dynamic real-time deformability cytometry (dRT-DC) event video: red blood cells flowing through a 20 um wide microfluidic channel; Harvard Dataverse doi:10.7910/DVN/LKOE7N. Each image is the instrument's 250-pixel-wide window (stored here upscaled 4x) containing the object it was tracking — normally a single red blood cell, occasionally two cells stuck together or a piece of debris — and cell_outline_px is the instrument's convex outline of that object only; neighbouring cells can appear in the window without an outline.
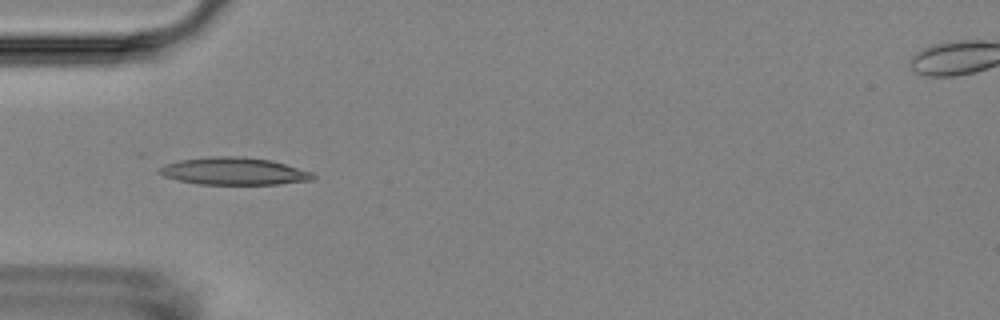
{"species": "Egyptian fruit bat (a non-hibernating species)", "species_latin": "Rousettus aegyptiacus", "temperature_condition": "room temperature", "stored_images_in_passage": 11, "camera_frame_rate_fps": 3000, "um_per_image_px": 0.085, "animal": {"sex": "female"}, "frame": {"image": 1, "passage_image": 5, "time_ms": 5.333, "image_size_px": [1000, 320], "cell_outline_px": [[316, 180], [280, 184], [196, 184], [176, 180], [164, 176], [156, 172], [164, 164], [180, 160], [216, 156], [240, 156], [272, 160], [312, 172], [316, 176]], "centroid_in_image_um": [19.9, 14.56], "position_along_channel_um": 65.1, "area_um2": 24.68}}
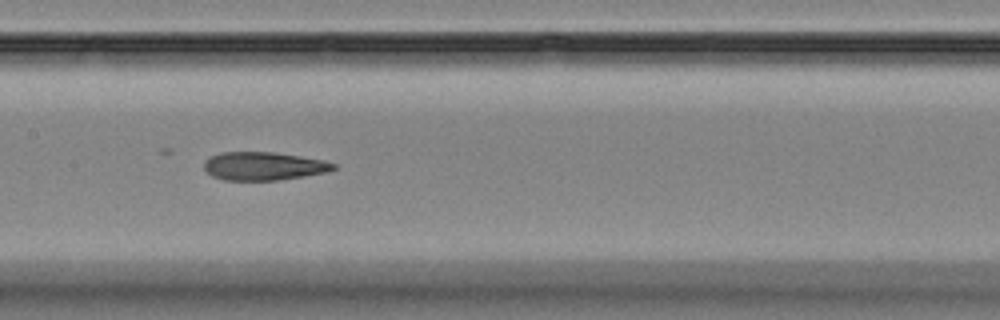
{"frame": {"image": 2, "passage_image": 8, "time_ms": 8.667, "image_size_px": [1000, 320], "cell_outline_px": [[336, 168], [328, 172], [280, 180], [224, 180], [212, 176], [204, 168], [204, 160], [220, 152], [272, 152], [300, 156], [324, 160], [336, 164]], "centroid_in_image_um": [22.42, 14.12], "position_along_channel_um": 185.0, "area_um2": 21.33}}
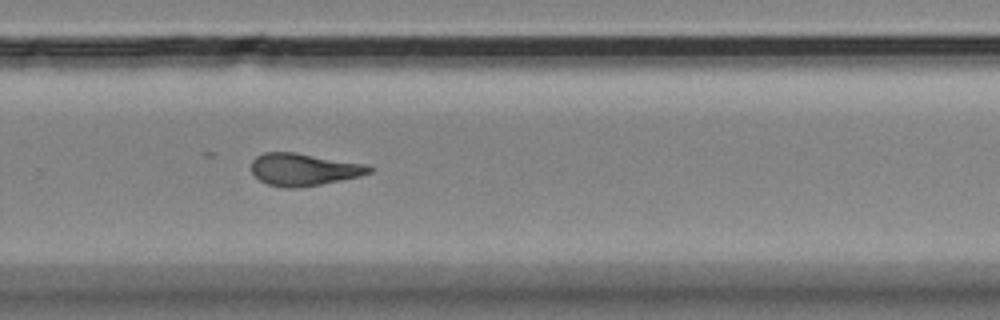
{"frame": {"image": 3, "passage_image": 11, "time_ms": 12.0, "image_size_px": [1000, 320], "cell_outline_px": [[372, 172], [360, 176], [320, 184], [296, 188], [284, 188], [268, 184], [260, 180], [252, 172], [252, 160], [256, 156], [264, 152], [296, 152], [364, 164], [372, 168]], "centroid_in_image_um": [25.79, 14.4], "position_along_channel_um": 304.0, "area_um2": 22.02}}